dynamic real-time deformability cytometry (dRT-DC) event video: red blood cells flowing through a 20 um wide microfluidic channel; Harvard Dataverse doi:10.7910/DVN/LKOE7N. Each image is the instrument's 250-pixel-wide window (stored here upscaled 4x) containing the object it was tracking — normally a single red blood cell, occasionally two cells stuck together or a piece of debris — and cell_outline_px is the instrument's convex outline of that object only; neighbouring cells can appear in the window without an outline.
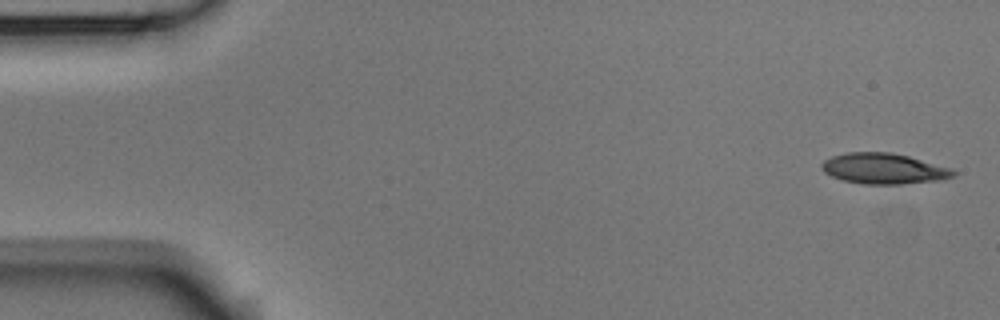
{"species": "Egyptian fruit bat (a non-hibernating species)", "species_latin": "Rousettus aegyptiacus", "temperature_condition": "room temperature", "stored_images_in_passage": 5, "camera_frame_rate_fps": 3000, "um_per_image_px": 0.085, "animal": {"sex": "male"}, "frame": {"image": 1, "passage_image": 1, "time_ms": 0.0, "image_size_px": [1000, 320], "cell_outline_px": [[956, 176], [944, 180], [904, 184], [864, 184], [844, 180], [832, 176], [824, 172], [820, 168], [820, 164], [824, 160], [832, 156], [848, 152], [892, 152], [908, 156], [952, 168], [956, 172]], "centroid_in_image_um": [75.15, 14.33], "position_along_channel_um": 9.8, "area_um2": 23.76}}
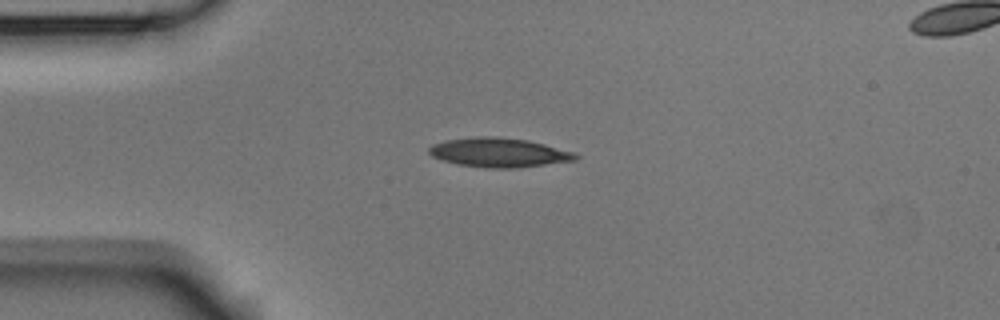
{"frame": {"image": 2, "passage_image": 4, "time_ms": 1.0, "image_size_px": [1000, 320], "cell_outline_px": [[580, 156], [576, 160], [516, 168], [484, 168], [456, 164], [432, 156], [428, 152], [428, 148], [432, 144], [444, 140], [476, 136], [496, 136], [528, 140], [544, 144], [572, 152]], "centroid_in_image_um": [42.36, 12.96], "position_along_channel_um": 42.6, "area_um2": 25.03}}